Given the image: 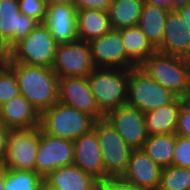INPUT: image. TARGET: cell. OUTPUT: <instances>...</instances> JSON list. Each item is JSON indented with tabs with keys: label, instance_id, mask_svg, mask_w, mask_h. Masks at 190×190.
Segmentation results:
<instances>
[{
	"label": "cell",
	"instance_id": "6da1fadb",
	"mask_svg": "<svg viewBox=\"0 0 190 190\" xmlns=\"http://www.w3.org/2000/svg\"><path fill=\"white\" fill-rule=\"evenodd\" d=\"M18 81L20 94L41 114L58 102L59 77L51 68L8 62Z\"/></svg>",
	"mask_w": 190,
	"mask_h": 190
},
{
	"label": "cell",
	"instance_id": "7a4b0ae2",
	"mask_svg": "<svg viewBox=\"0 0 190 190\" xmlns=\"http://www.w3.org/2000/svg\"><path fill=\"white\" fill-rule=\"evenodd\" d=\"M150 77L177 97L190 95V59L155 51L140 66Z\"/></svg>",
	"mask_w": 190,
	"mask_h": 190
},
{
	"label": "cell",
	"instance_id": "3957f363",
	"mask_svg": "<svg viewBox=\"0 0 190 190\" xmlns=\"http://www.w3.org/2000/svg\"><path fill=\"white\" fill-rule=\"evenodd\" d=\"M130 69L95 68L87 77L99 110L108 111L126 105Z\"/></svg>",
	"mask_w": 190,
	"mask_h": 190
},
{
	"label": "cell",
	"instance_id": "277c9868",
	"mask_svg": "<svg viewBox=\"0 0 190 190\" xmlns=\"http://www.w3.org/2000/svg\"><path fill=\"white\" fill-rule=\"evenodd\" d=\"M95 119L59 101L40 114L39 128L46 134L74 141L93 129Z\"/></svg>",
	"mask_w": 190,
	"mask_h": 190
},
{
	"label": "cell",
	"instance_id": "5b68a950",
	"mask_svg": "<svg viewBox=\"0 0 190 190\" xmlns=\"http://www.w3.org/2000/svg\"><path fill=\"white\" fill-rule=\"evenodd\" d=\"M57 45L48 28L39 23L25 38L8 50V62L51 68Z\"/></svg>",
	"mask_w": 190,
	"mask_h": 190
},
{
	"label": "cell",
	"instance_id": "8992f818",
	"mask_svg": "<svg viewBox=\"0 0 190 190\" xmlns=\"http://www.w3.org/2000/svg\"><path fill=\"white\" fill-rule=\"evenodd\" d=\"M177 96L156 82L139 66L130 69L126 105L144 114L173 102Z\"/></svg>",
	"mask_w": 190,
	"mask_h": 190
},
{
	"label": "cell",
	"instance_id": "52a82bcc",
	"mask_svg": "<svg viewBox=\"0 0 190 190\" xmlns=\"http://www.w3.org/2000/svg\"><path fill=\"white\" fill-rule=\"evenodd\" d=\"M93 130L99 139L106 174L110 178H119L133 150L105 118L95 120Z\"/></svg>",
	"mask_w": 190,
	"mask_h": 190
},
{
	"label": "cell",
	"instance_id": "ba28073f",
	"mask_svg": "<svg viewBox=\"0 0 190 190\" xmlns=\"http://www.w3.org/2000/svg\"><path fill=\"white\" fill-rule=\"evenodd\" d=\"M51 69L59 78L88 77L95 69L88 42L59 43Z\"/></svg>",
	"mask_w": 190,
	"mask_h": 190
},
{
	"label": "cell",
	"instance_id": "9c48e42d",
	"mask_svg": "<svg viewBox=\"0 0 190 190\" xmlns=\"http://www.w3.org/2000/svg\"><path fill=\"white\" fill-rule=\"evenodd\" d=\"M39 147V127L9 130L3 161L7 169L35 171Z\"/></svg>",
	"mask_w": 190,
	"mask_h": 190
},
{
	"label": "cell",
	"instance_id": "30bf717a",
	"mask_svg": "<svg viewBox=\"0 0 190 190\" xmlns=\"http://www.w3.org/2000/svg\"><path fill=\"white\" fill-rule=\"evenodd\" d=\"M73 141L44 133L39 128V147L36 154L35 172L44 179L55 169L72 165Z\"/></svg>",
	"mask_w": 190,
	"mask_h": 190
},
{
	"label": "cell",
	"instance_id": "8fae6325",
	"mask_svg": "<svg viewBox=\"0 0 190 190\" xmlns=\"http://www.w3.org/2000/svg\"><path fill=\"white\" fill-rule=\"evenodd\" d=\"M104 118L116 129L132 150L142 149L148 137L143 112L124 105L108 111Z\"/></svg>",
	"mask_w": 190,
	"mask_h": 190
},
{
	"label": "cell",
	"instance_id": "7c38bea8",
	"mask_svg": "<svg viewBox=\"0 0 190 190\" xmlns=\"http://www.w3.org/2000/svg\"><path fill=\"white\" fill-rule=\"evenodd\" d=\"M88 44L95 68L132 69L137 66L126 55L119 30L112 29Z\"/></svg>",
	"mask_w": 190,
	"mask_h": 190
},
{
	"label": "cell",
	"instance_id": "4fadbf2b",
	"mask_svg": "<svg viewBox=\"0 0 190 190\" xmlns=\"http://www.w3.org/2000/svg\"><path fill=\"white\" fill-rule=\"evenodd\" d=\"M38 24L37 20L20 13L18 0L0 1V42L8 50Z\"/></svg>",
	"mask_w": 190,
	"mask_h": 190
},
{
	"label": "cell",
	"instance_id": "5bb4252c",
	"mask_svg": "<svg viewBox=\"0 0 190 190\" xmlns=\"http://www.w3.org/2000/svg\"><path fill=\"white\" fill-rule=\"evenodd\" d=\"M58 101L92 116L104 118L91 92L87 77H64L58 79Z\"/></svg>",
	"mask_w": 190,
	"mask_h": 190
},
{
	"label": "cell",
	"instance_id": "9a60e30c",
	"mask_svg": "<svg viewBox=\"0 0 190 190\" xmlns=\"http://www.w3.org/2000/svg\"><path fill=\"white\" fill-rule=\"evenodd\" d=\"M73 144V165L78 166L87 174L92 175L101 184L110 179L105 171L98 136L93 129L75 139Z\"/></svg>",
	"mask_w": 190,
	"mask_h": 190
},
{
	"label": "cell",
	"instance_id": "2e32d148",
	"mask_svg": "<svg viewBox=\"0 0 190 190\" xmlns=\"http://www.w3.org/2000/svg\"><path fill=\"white\" fill-rule=\"evenodd\" d=\"M162 167L156 164L143 149L133 150L120 180L139 190H157Z\"/></svg>",
	"mask_w": 190,
	"mask_h": 190
},
{
	"label": "cell",
	"instance_id": "e0dca14e",
	"mask_svg": "<svg viewBox=\"0 0 190 190\" xmlns=\"http://www.w3.org/2000/svg\"><path fill=\"white\" fill-rule=\"evenodd\" d=\"M42 23L58 44L78 40L77 9L73 4L47 5Z\"/></svg>",
	"mask_w": 190,
	"mask_h": 190
},
{
	"label": "cell",
	"instance_id": "ac0fdd59",
	"mask_svg": "<svg viewBox=\"0 0 190 190\" xmlns=\"http://www.w3.org/2000/svg\"><path fill=\"white\" fill-rule=\"evenodd\" d=\"M0 124L10 130L39 127L40 114L21 94L0 106Z\"/></svg>",
	"mask_w": 190,
	"mask_h": 190
},
{
	"label": "cell",
	"instance_id": "d6986e66",
	"mask_svg": "<svg viewBox=\"0 0 190 190\" xmlns=\"http://www.w3.org/2000/svg\"><path fill=\"white\" fill-rule=\"evenodd\" d=\"M176 10H170L157 51L190 59V31Z\"/></svg>",
	"mask_w": 190,
	"mask_h": 190
},
{
	"label": "cell",
	"instance_id": "ffe728a7",
	"mask_svg": "<svg viewBox=\"0 0 190 190\" xmlns=\"http://www.w3.org/2000/svg\"><path fill=\"white\" fill-rule=\"evenodd\" d=\"M44 190H99L101 183L78 166L55 169L44 179Z\"/></svg>",
	"mask_w": 190,
	"mask_h": 190
},
{
	"label": "cell",
	"instance_id": "44dd1931",
	"mask_svg": "<svg viewBox=\"0 0 190 190\" xmlns=\"http://www.w3.org/2000/svg\"><path fill=\"white\" fill-rule=\"evenodd\" d=\"M186 99L177 97L173 102L144 114L148 135L175 133L181 104Z\"/></svg>",
	"mask_w": 190,
	"mask_h": 190
},
{
	"label": "cell",
	"instance_id": "7402d4cb",
	"mask_svg": "<svg viewBox=\"0 0 190 190\" xmlns=\"http://www.w3.org/2000/svg\"><path fill=\"white\" fill-rule=\"evenodd\" d=\"M112 29L108 12L95 9L77 10L78 40L89 42Z\"/></svg>",
	"mask_w": 190,
	"mask_h": 190
},
{
	"label": "cell",
	"instance_id": "603a6c76",
	"mask_svg": "<svg viewBox=\"0 0 190 190\" xmlns=\"http://www.w3.org/2000/svg\"><path fill=\"white\" fill-rule=\"evenodd\" d=\"M170 9L144 3L138 21V26L147 36L152 45L157 48L163 38L165 22Z\"/></svg>",
	"mask_w": 190,
	"mask_h": 190
},
{
	"label": "cell",
	"instance_id": "cb8c5ba5",
	"mask_svg": "<svg viewBox=\"0 0 190 190\" xmlns=\"http://www.w3.org/2000/svg\"><path fill=\"white\" fill-rule=\"evenodd\" d=\"M126 55L140 66L156 48L138 25L119 29Z\"/></svg>",
	"mask_w": 190,
	"mask_h": 190
},
{
	"label": "cell",
	"instance_id": "d4e9b609",
	"mask_svg": "<svg viewBox=\"0 0 190 190\" xmlns=\"http://www.w3.org/2000/svg\"><path fill=\"white\" fill-rule=\"evenodd\" d=\"M176 134L148 135L142 149L160 167L172 165Z\"/></svg>",
	"mask_w": 190,
	"mask_h": 190
},
{
	"label": "cell",
	"instance_id": "484cf974",
	"mask_svg": "<svg viewBox=\"0 0 190 190\" xmlns=\"http://www.w3.org/2000/svg\"><path fill=\"white\" fill-rule=\"evenodd\" d=\"M143 4V0H112L107 11L112 28L119 30L136 26Z\"/></svg>",
	"mask_w": 190,
	"mask_h": 190
},
{
	"label": "cell",
	"instance_id": "4316f807",
	"mask_svg": "<svg viewBox=\"0 0 190 190\" xmlns=\"http://www.w3.org/2000/svg\"><path fill=\"white\" fill-rule=\"evenodd\" d=\"M44 178L35 171L7 169L4 190H44Z\"/></svg>",
	"mask_w": 190,
	"mask_h": 190
},
{
	"label": "cell",
	"instance_id": "83f0119b",
	"mask_svg": "<svg viewBox=\"0 0 190 190\" xmlns=\"http://www.w3.org/2000/svg\"><path fill=\"white\" fill-rule=\"evenodd\" d=\"M157 190H190V168L173 165L162 168Z\"/></svg>",
	"mask_w": 190,
	"mask_h": 190
},
{
	"label": "cell",
	"instance_id": "f1b7e54d",
	"mask_svg": "<svg viewBox=\"0 0 190 190\" xmlns=\"http://www.w3.org/2000/svg\"><path fill=\"white\" fill-rule=\"evenodd\" d=\"M20 94L14 71L6 65L0 69V106Z\"/></svg>",
	"mask_w": 190,
	"mask_h": 190
},
{
	"label": "cell",
	"instance_id": "f546056e",
	"mask_svg": "<svg viewBox=\"0 0 190 190\" xmlns=\"http://www.w3.org/2000/svg\"><path fill=\"white\" fill-rule=\"evenodd\" d=\"M172 165L190 168V138L176 135Z\"/></svg>",
	"mask_w": 190,
	"mask_h": 190
},
{
	"label": "cell",
	"instance_id": "4dcf8cb0",
	"mask_svg": "<svg viewBox=\"0 0 190 190\" xmlns=\"http://www.w3.org/2000/svg\"><path fill=\"white\" fill-rule=\"evenodd\" d=\"M20 13L32 17L39 23L44 21L47 4L45 0H18Z\"/></svg>",
	"mask_w": 190,
	"mask_h": 190
},
{
	"label": "cell",
	"instance_id": "1f68e13d",
	"mask_svg": "<svg viewBox=\"0 0 190 190\" xmlns=\"http://www.w3.org/2000/svg\"><path fill=\"white\" fill-rule=\"evenodd\" d=\"M175 134L190 138V102L187 99L181 104Z\"/></svg>",
	"mask_w": 190,
	"mask_h": 190
},
{
	"label": "cell",
	"instance_id": "d6a6232c",
	"mask_svg": "<svg viewBox=\"0 0 190 190\" xmlns=\"http://www.w3.org/2000/svg\"><path fill=\"white\" fill-rule=\"evenodd\" d=\"M72 4L77 10L95 9L107 12L112 0H73Z\"/></svg>",
	"mask_w": 190,
	"mask_h": 190
},
{
	"label": "cell",
	"instance_id": "836d02e7",
	"mask_svg": "<svg viewBox=\"0 0 190 190\" xmlns=\"http://www.w3.org/2000/svg\"><path fill=\"white\" fill-rule=\"evenodd\" d=\"M101 190H139L135 186L125 183L119 178H110L100 185Z\"/></svg>",
	"mask_w": 190,
	"mask_h": 190
},
{
	"label": "cell",
	"instance_id": "e575fe53",
	"mask_svg": "<svg viewBox=\"0 0 190 190\" xmlns=\"http://www.w3.org/2000/svg\"><path fill=\"white\" fill-rule=\"evenodd\" d=\"M8 128L0 124V163H3L7 149Z\"/></svg>",
	"mask_w": 190,
	"mask_h": 190
},
{
	"label": "cell",
	"instance_id": "d590c367",
	"mask_svg": "<svg viewBox=\"0 0 190 190\" xmlns=\"http://www.w3.org/2000/svg\"><path fill=\"white\" fill-rule=\"evenodd\" d=\"M180 17L186 24V28L190 31V2L185 4L183 7L176 10Z\"/></svg>",
	"mask_w": 190,
	"mask_h": 190
},
{
	"label": "cell",
	"instance_id": "8d00e7d4",
	"mask_svg": "<svg viewBox=\"0 0 190 190\" xmlns=\"http://www.w3.org/2000/svg\"><path fill=\"white\" fill-rule=\"evenodd\" d=\"M9 51L3 43L0 42V69L8 64Z\"/></svg>",
	"mask_w": 190,
	"mask_h": 190
},
{
	"label": "cell",
	"instance_id": "74e56055",
	"mask_svg": "<svg viewBox=\"0 0 190 190\" xmlns=\"http://www.w3.org/2000/svg\"><path fill=\"white\" fill-rule=\"evenodd\" d=\"M143 2L154 6L167 7L171 10L173 0H143Z\"/></svg>",
	"mask_w": 190,
	"mask_h": 190
},
{
	"label": "cell",
	"instance_id": "f35d334b",
	"mask_svg": "<svg viewBox=\"0 0 190 190\" xmlns=\"http://www.w3.org/2000/svg\"><path fill=\"white\" fill-rule=\"evenodd\" d=\"M7 168L4 163H0V190H4V182Z\"/></svg>",
	"mask_w": 190,
	"mask_h": 190
},
{
	"label": "cell",
	"instance_id": "ab89813d",
	"mask_svg": "<svg viewBox=\"0 0 190 190\" xmlns=\"http://www.w3.org/2000/svg\"><path fill=\"white\" fill-rule=\"evenodd\" d=\"M189 2H190V0H173L171 10H177Z\"/></svg>",
	"mask_w": 190,
	"mask_h": 190
},
{
	"label": "cell",
	"instance_id": "60d3db41",
	"mask_svg": "<svg viewBox=\"0 0 190 190\" xmlns=\"http://www.w3.org/2000/svg\"><path fill=\"white\" fill-rule=\"evenodd\" d=\"M47 5L72 4L73 0H45Z\"/></svg>",
	"mask_w": 190,
	"mask_h": 190
}]
</instances>
